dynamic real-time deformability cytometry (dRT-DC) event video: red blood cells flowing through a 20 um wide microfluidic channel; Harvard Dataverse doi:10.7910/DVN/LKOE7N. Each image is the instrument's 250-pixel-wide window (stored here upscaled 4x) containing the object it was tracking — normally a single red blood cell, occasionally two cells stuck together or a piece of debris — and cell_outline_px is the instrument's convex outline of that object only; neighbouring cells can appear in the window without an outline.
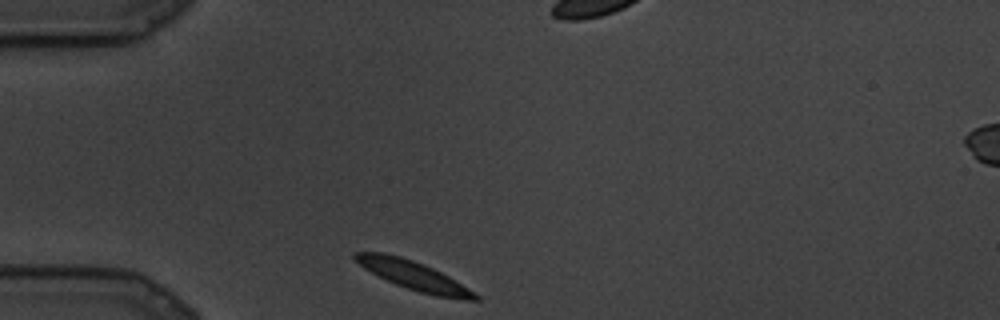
{"species": "common noctule bat (a hibernating species)", "species_latin": "Nyctalus noctula", "temperature_condition": "cold", "stored_images_in_passage": 60, "camera_frame_rate_fps": 3000, "um_per_image_px": 0.085, "animal": {"sex": "male", "body_mass_g": 19.5, "forearm_length_mm": 54.6}, "frame": {"image": 1, "passage_image": 1, "time_ms": 0.0, "image_size_px": [1000, 320], "cell_outline_px": [[480, 300], [464, 300], [436, 296], [420, 292], [396, 284], [364, 268], [352, 256], [352, 252], [384, 252], [400, 256], [412, 260], [432, 268], [448, 276], [468, 288], [480, 296]], "centroid_in_image_um": [35.17, 23.42], "position_along_channel_um": 49.8, "area_um2": 19.77}}
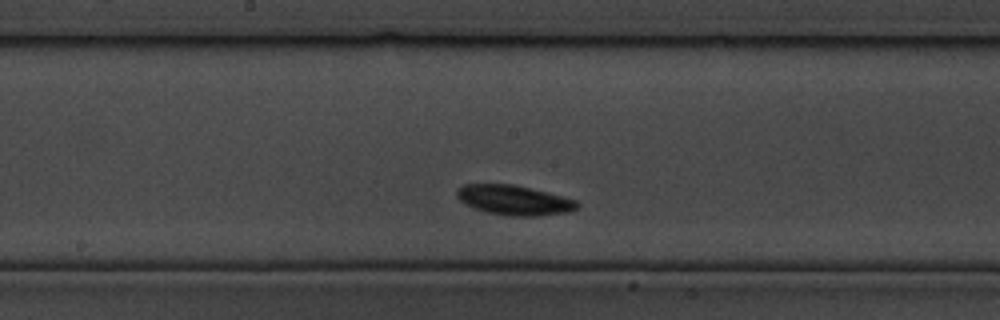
{"frame": {"image": 2, "passage_image": 26, "time_ms": 8.333, "image_size_px": [1000, 320], "cell_outline_px": [[580, 204], [576, 208], [568, 212], [540, 216], [512, 216], [488, 212], [464, 204], [456, 196], [456, 192], [464, 184], [512, 184], [548, 192], [576, 200]], "centroid_in_image_um": [43.71, 17.01], "position_along_channel_um": 204.5, "area_um2": 20.75}}
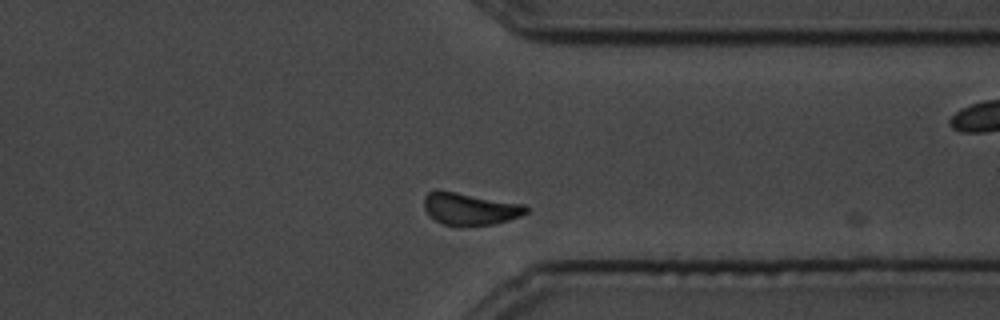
{"frame": {"image": 3, "passage_image": 50, "time_ms": 16.333, "image_size_px": [1000, 320], "cell_outline_px": [[528, 212], [520, 216], [508, 220], [492, 224], [460, 228], [456, 228], [444, 224], [436, 220], [424, 208], [424, 196], [428, 192], [436, 188], [524, 204], [528, 208]], "centroid_in_image_um": [39.92, 17.75], "position_along_channel_um": 371.5, "area_um2": 19.59}}